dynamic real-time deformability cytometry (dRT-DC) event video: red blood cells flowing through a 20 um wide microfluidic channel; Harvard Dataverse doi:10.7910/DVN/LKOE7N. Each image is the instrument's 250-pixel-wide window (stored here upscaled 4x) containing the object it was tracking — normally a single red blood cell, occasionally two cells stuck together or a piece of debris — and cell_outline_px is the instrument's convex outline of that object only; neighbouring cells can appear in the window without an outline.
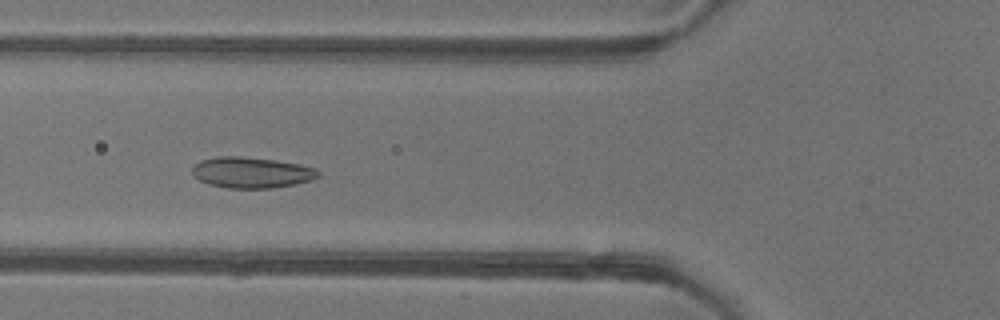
{"species": "common noctule bat (a hibernating species)", "species_latin": "Nyctalus noctula", "temperature_condition": "warm", "stored_images_in_passage": 51, "camera_frame_rate_fps": 3000, "um_per_image_px": 0.085, "animal": {"sex": "female"}, "frame": {"image": 1, "passage_image": 18, "time_ms": 5.667, "image_size_px": [1000, 320], "cell_outline_px": [[320, 176], [312, 180], [296, 184], [272, 188], [228, 188], [208, 184], [200, 180], [192, 172], [192, 168], [200, 160], [216, 156], [240, 156], [276, 160], [316, 168], [320, 172]], "centroid_in_image_um": [21.4, 14.66], "position_along_channel_um": 104.4, "area_um2": 22.72}}
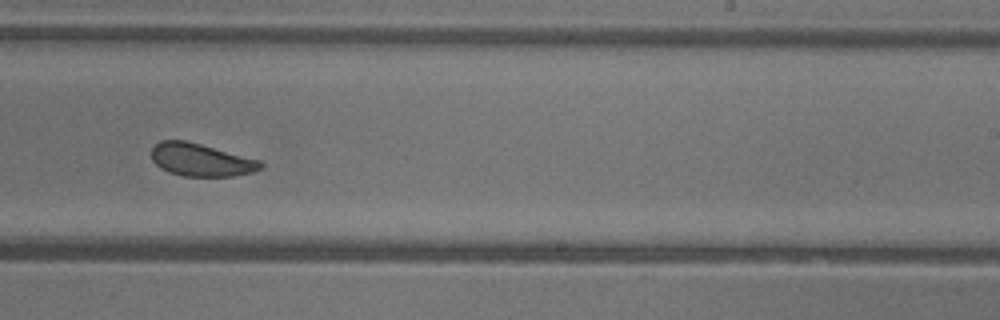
{"frame": {"image": 2, "passage_image": 31, "time_ms": 10.0, "image_size_px": [1000, 320], "cell_outline_px": [[264, 164], [260, 168], [252, 172], [232, 176], [184, 176], [168, 172], [160, 168], [152, 160], [152, 148], [160, 140], [184, 140], [200, 144], [260, 160]], "centroid_in_image_um": [17.06, 13.59], "position_along_channel_um": 271.9, "area_um2": 20.63}}
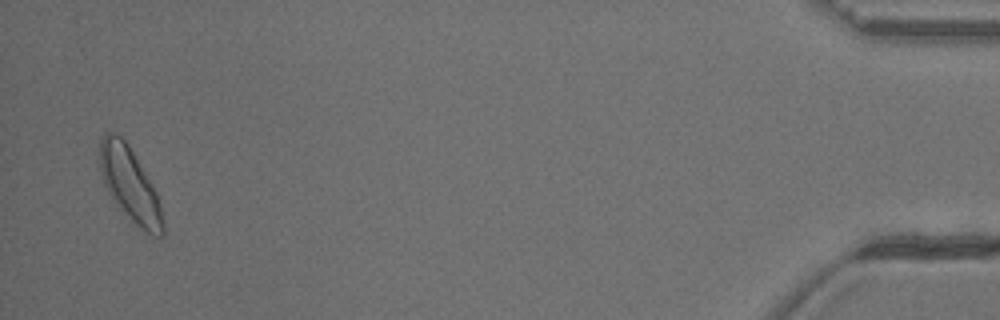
{"frame": {"image": 3, "passage_image": 50, "time_ms": 16.333, "image_size_px": [1000, 320], "cell_outline_px": [[164, 236], [152, 236], [140, 228], [124, 216], [112, 200], [104, 184], [100, 172], [100, 140], [104, 132], [116, 132], [128, 144], [152, 184], [156, 192], [160, 204], [164, 224]], "centroid_in_image_um": [11.03, 15.72], "position_along_channel_um": 424.2, "area_um2": 27.4}, "authors_computed_cell_mechanics": {"area_um2": 22.7154, "velocity_mm_per_s": 3.865, "shape_relaxation_time_tau1_ms": 2.9619, "shape_relaxation_time_tau2_ms": 1.4637, "deformation_change_tau1": 0.0911, "deformation_change_tau2": 0.0664}}